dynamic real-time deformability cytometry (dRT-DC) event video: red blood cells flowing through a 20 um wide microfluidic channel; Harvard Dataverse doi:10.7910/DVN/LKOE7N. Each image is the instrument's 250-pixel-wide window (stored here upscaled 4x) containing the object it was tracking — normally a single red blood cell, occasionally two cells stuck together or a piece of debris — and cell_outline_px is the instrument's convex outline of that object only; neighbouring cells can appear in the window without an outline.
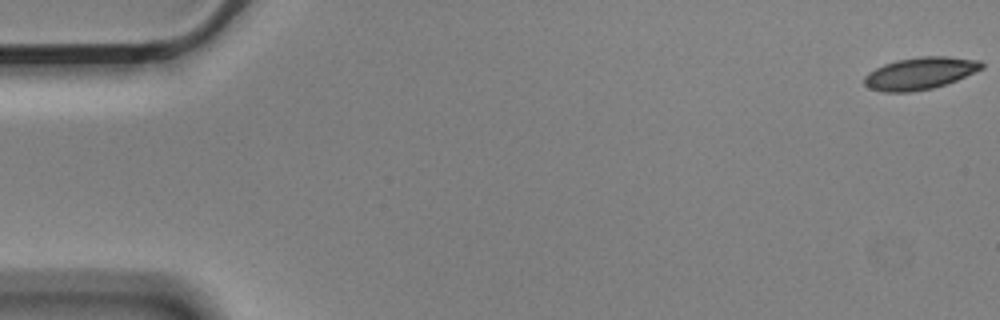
{"species": "Egyptian fruit bat (a non-hibernating species)", "species_latin": "Rousettus aegyptiacus", "temperature_condition": "cold", "stored_images_in_passage": 5, "camera_frame_rate_fps": 3000, "um_per_image_px": 0.085, "animal": {"sex": "male"}, "frame": {"image": 1, "passage_image": 1, "time_ms": 0.0, "image_size_px": [1000, 320], "cell_outline_px": [[984, 68], [956, 80], [932, 88], [912, 92], [884, 92], [868, 88], [864, 84], [864, 76], [868, 72], [884, 64], [896, 60], [920, 56], [944, 56], [980, 60], [984, 64]], "centroid_in_image_um": [78.18, 6.23], "position_along_channel_um": 6.8, "area_um2": 22.02}}